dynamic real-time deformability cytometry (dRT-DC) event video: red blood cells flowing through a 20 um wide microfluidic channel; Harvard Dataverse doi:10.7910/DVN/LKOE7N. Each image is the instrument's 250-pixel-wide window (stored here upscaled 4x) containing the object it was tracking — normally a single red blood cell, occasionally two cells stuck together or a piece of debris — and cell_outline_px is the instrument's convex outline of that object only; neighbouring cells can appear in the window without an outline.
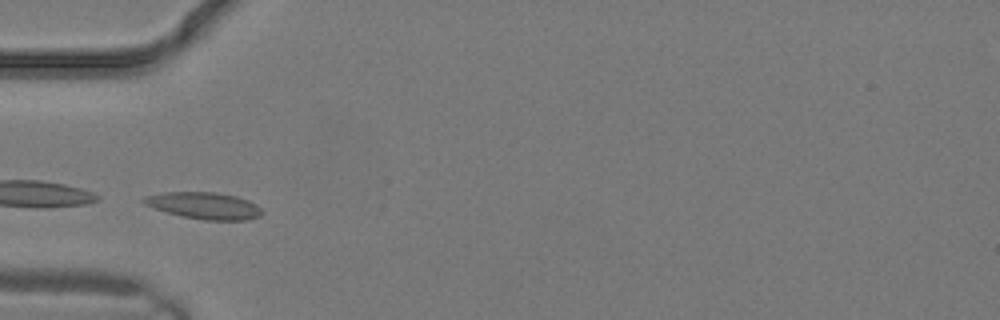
{"species": "common noctule bat (a hibernating species)", "species_latin": "Nyctalus noctula", "temperature_condition": "warm", "stored_images_in_passage": 3, "camera_frame_rate_fps": 3000, "um_per_image_px": 0.085, "animal": {"sex": "male", "body_mass_g": 19.2, "forearm_length_mm": 51.8}, "frame": {"image": 1, "passage_image": 3, "time_ms": 0.667, "image_size_px": [1000, 320], "cell_outline_px": [[264, 212], [260, 216], [244, 220], [204, 220], [180, 216], [144, 204], [140, 200], [148, 196], [164, 192], [216, 192], [236, 196], [248, 200], [256, 204]], "centroid_in_image_um": [17.39, 17.48], "position_along_channel_um": 67.6, "area_um2": 18.32}}